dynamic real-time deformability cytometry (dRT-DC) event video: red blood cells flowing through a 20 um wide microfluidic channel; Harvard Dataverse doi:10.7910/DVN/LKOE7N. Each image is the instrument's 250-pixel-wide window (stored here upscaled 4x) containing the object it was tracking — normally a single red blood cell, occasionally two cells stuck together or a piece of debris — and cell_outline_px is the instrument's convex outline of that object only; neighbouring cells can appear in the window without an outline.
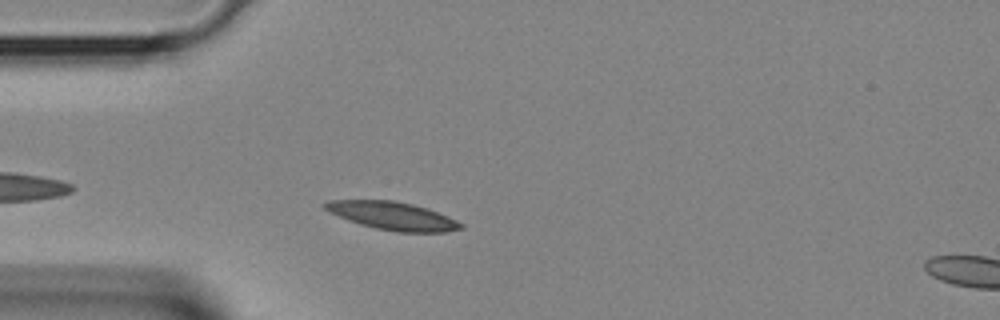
{"species": "Egyptian fruit bat (a non-hibernating species)", "species_latin": "Rousettus aegyptiacus", "temperature_condition": "room temperature", "stored_images_in_passage": 24, "camera_frame_rate_fps": 3000, "um_per_image_px": 0.085, "animal": {"sex": "female"}, "frame": {"image": 1, "passage_image": 3, "time_ms": 0.667, "image_size_px": [1000, 320], "cell_outline_px": [[464, 228], [448, 232], [396, 232], [376, 228], [360, 224], [348, 220], [328, 212], [320, 204], [328, 200], [392, 200], [412, 204], [428, 208], [456, 220], [464, 224]], "centroid_in_image_um": [33.36, 18.34], "position_along_channel_um": 51.6, "area_um2": 22.31}}
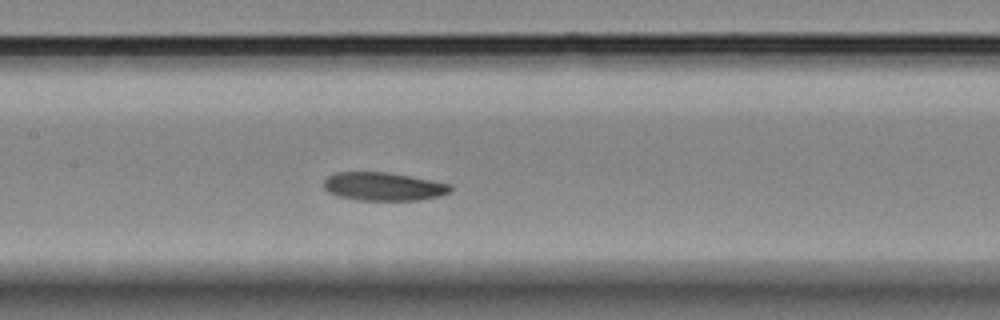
{"frame": {"image": 2, "passage_image": 11, "time_ms": 3.333, "image_size_px": [1000, 320], "cell_outline_px": [[452, 192], [440, 196], [420, 200], [356, 200], [336, 196], [328, 192], [324, 188], [324, 180], [328, 176], [336, 172], [388, 172], [452, 184]], "centroid_in_image_um": [32.6, 15.86], "position_along_channel_um": 174.8, "area_um2": 21.1}}
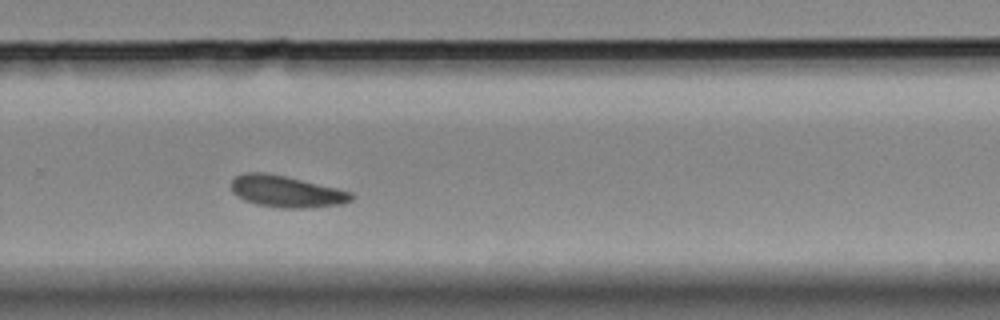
{"frame": {"image": 3, "passage_image": 19, "time_ms": 6.0, "image_size_px": [1000, 320], "cell_outline_px": [[356, 196], [352, 200], [340, 204], [312, 208], [280, 208], [256, 204], [244, 200], [232, 192], [232, 180], [236, 176], [244, 172], [264, 172], [284, 176], [336, 188], [352, 192]], "centroid_in_image_um": [24.34, 16.28], "position_along_channel_um": 305.5, "area_um2": 22.08}}